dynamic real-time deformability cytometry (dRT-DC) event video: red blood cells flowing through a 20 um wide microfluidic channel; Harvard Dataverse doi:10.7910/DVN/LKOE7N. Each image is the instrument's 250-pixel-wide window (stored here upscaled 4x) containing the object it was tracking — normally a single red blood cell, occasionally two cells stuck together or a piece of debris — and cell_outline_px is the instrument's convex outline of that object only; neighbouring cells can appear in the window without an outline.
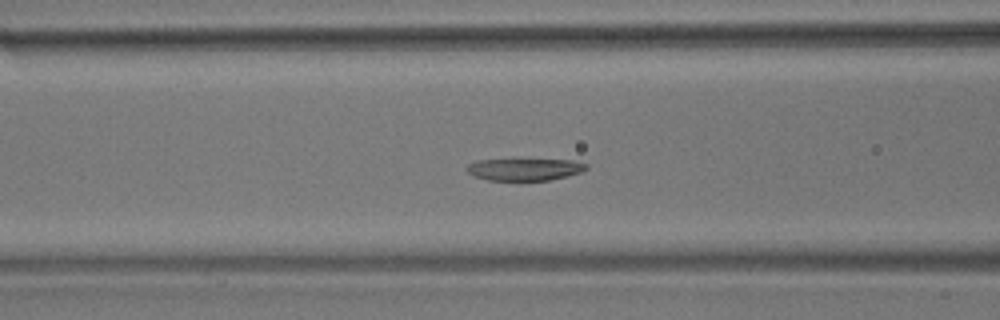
{"species": "common noctule bat (a hibernating species)", "species_latin": "Nyctalus noctula", "temperature_condition": "room temperature", "stored_images_in_passage": 26, "camera_frame_rate_fps": 3000, "um_per_image_px": 0.085, "animal": {"sex": "male", "body_mass_g": 17.9}, "frame": {"image": 1, "passage_image": 22, "time_ms": 7.0, "image_size_px": [1000, 320], "cell_outline_px": [[588, 168], [580, 172], [568, 176], [548, 180], [488, 180], [472, 176], [464, 168], [468, 164], [476, 160], [572, 160], [588, 164]], "centroid_in_image_um": [44.56, 14.4], "position_along_channel_um": 122.0, "area_um2": 15.32}}